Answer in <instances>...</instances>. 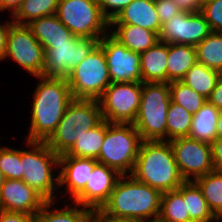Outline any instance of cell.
<instances>
[{"mask_svg": "<svg viewBox=\"0 0 222 222\" xmlns=\"http://www.w3.org/2000/svg\"><path fill=\"white\" fill-rule=\"evenodd\" d=\"M41 79L34 92L32 119L27 141L46 142L55 132L68 104L73 100L66 77Z\"/></svg>", "mask_w": 222, "mask_h": 222, "instance_id": "6da1fadb", "label": "cell"}, {"mask_svg": "<svg viewBox=\"0 0 222 222\" xmlns=\"http://www.w3.org/2000/svg\"><path fill=\"white\" fill-rule=\"evenodd\" d=\"M161 195L159 190L137 181L132 175H120L101 210L108 215L139 222L152 217L156 220L160 214Z\"/></svg>", "mask_w": 222, "mask_h": 222, "instance_id": "7a4b0ae2", "label": "cell"}, {"mask_svg": "<svg viewBox=\"0 0 222 222\" xmlns=\"http://www.w3.org/2000/svg\"><path fill=\"white\" fill-rule=\"evenodd\" d=\"M131 175L161 193L177 190L185 182L169 141H143Z\"/></svg>", "mask_w": 222, "mask_h": 222, "instance_id": "3957f363", "label": "cell"}, {"mask_svg": "<svg viewBox=\"0 0 222 222\" xmlns=\"http://www.w3.org/2000/svg\"><path fill=\"white\" fill-rule=\"evenodd\" d=\"M102 113L96 99H73L55 132L45 142L58 156L65 154L75 143L76 136L96 127L101 121Z\"/></svg>", "mask_w": 222, "mask_h": 222, "instance_id": "277c9868", "label": "cell"}, {"mask_svg": "<svg viewBox=\"0 0 222 222\" xmlns=\"http://www.w3.org/2000/svg\"><path fill=\"white\" fill-rule=\"evenodd\" d=\"M142 142L133 124L105 120V138L97 161L115 169L120 175H127V172L131 175Z\"/></svg>", "mask_w": 222, "mask_h": 222, "instance_id": "5b68a950", "label": "cell"}, {"mask_svg": "<svg viewBox=\"0 0 222 222\" xmlns=\"http://www.w3.org/2000/svg\"><path fill=\"white\" fill-rule=\"evenodd\" d=\"M171 102L169 83H142L134 127L143 141H167V112Z\"/></svg>", "mask_w": 222, "mask_h": 222, "instance_id": "8992f818", "label": "cell"}, {"mask_svg": "<svg viewBox=\"0 0 222 222\" xmlns=\"http://www.w3.org/2000/svg\"><path fill=\"white\" fill-rule=\"evenodd\" d=\"M27 144L32 145V149L21 150L22 180L47 201H53L54 186L59 185V177L53 178L51 171L53 167L59 166V156L45 142L27 141Z\"/></svg>", "mask_w": 222, "mask_h": 222, "instance_id": "52a82bcc", "label": "cell"}, {"mask_svg": "<svg viewBox=\"0 0 222 222\" xmlns=\"http://www.w3.org/2000/svg\"><path fill=\"white\" fill-rule=\"evenodd\" d=\"M56 16L74 36L80 38L101 39L110 26L98 0H59Z\"/></svg>", "mask_w": 222, "mask_h": 222, "instance_id": "ba28073f", "label": "cell"}, {"mask_svg": "<svg viewBox=\"0 0 222 222\" xmlns=\"http://www.w3.org/2000/svg\"><path fill=\"white\" fill-rule=\"evenodd\" d=\"M67 81L73 99L98 100L111 84L107 60L98 45L68 75Z\"/></svg>", "mask_w": 222, "mask_h": 222, "instance_id": "9c48e42d", "label": "cell"}, {"mask_svg": "<svg viewBox=\"0 0 222 222\" xmlns=\"http://www.w3.org/2000/svg\"><path fill=\"white\" fill-rule=\"evenodd\" d=\"M141 94L142 82L111 83L98 99L102 118L109 123L133 124Z\"/></svg>", "mask_w": 222, "mask_h": 222, "instance_id": "30bf717a", "label": "cell"}, {"mask_svg": "<svg viewBox=\"0 0 222 222\" xmlns=\"http://www.w3.org/2000/svg\"><path fill=\"white\" fill-rule=\"evenodd\" d=\"M6 57H12L35 77L44 76L45 50L27 25L11 24L4 59Z\"/></svg>", "mask_w": 222, "mask_h": 222, "instance_id": "8fae6325", "label": "cell"}, {"mask_svg": "<svg viewBox=\"0 0 222 222\" xmlns=\"http://www.w3.org/2000/svg\"><path fill=\"white\" fill-rule=\"evenodd\" d=\"M99 43L100 39L79 38L68 40V43L50 44L45 50L44 76L67 78Z\"/></svg>", "mask_w": 222, "mask_h": 222, "instance_id": "7c38bea8", "label": "cell"}, {"mask_svg": "<svg viewBox=\"0 0 222 222\" xmlns=\"http://www.w3.org/2000/svg\"><path fill=\"white\" fill-rule=\"evenodd\" d=\"M175 162L185 181H195L214 171L211 145L190 137L169 141ZM193 175V179H190Z\"/></svg>", "mask_w": 222, "mask_h": 222, "instance_id": "4fadbf2b", "label": "cell"}, {"mask_svg": "<svg viewBox=\"0 0 222 222\" xmlns=\"http://www.w3.org/2000/svg\"><path fill=\"white\" fill-rule=\"evenodd\" d=\"M109 69L111 83L142 82L140 70V53L122 45L111 34L100 39Z\"/></svg>", "mask_w": 222, "mask_h": 222, "instance_id": "5bb4252c", "label": "cell"}, {"mask_svg": "<svg viewBox=\"0 0 222 222\" xmlns=\"http://www.w3.org/2000/svg\"><path fill=\"white\" fill-rule=\"evenodd\" d=\"M211 33L201 12L182 11L162 24L159 40L166 44L196 46Z\"/></svg>", "mask_w": 222, "mask_h": 222, "instance_id": "9a60e30c", "label": "cell"}, {"mask_svg": "<svg viewBox=\"0 0 222 222\" xmlns=\"http://www.w3.org/2000/svg\"><path fill=\"white\" fill-rule=\"evenodd\" d=\"M116 175V176H115ZM120 174L113 168L97 163L86 186L73 198L76 206L96 210L107 202Z\"/></svg>", "mask_w": 222, "mask_h": 222, "instance_id": "2e32d148", "label": "cell"}, {"mask_svg": "<svg viewBox=\"0 0 222 222\" xmlns=\"http://www.w3.org/2000/svg\"><path fill=\"white\" fill-rule=\"evenodd\" d=\"M47 200L23 180L5 179L0 189V209L35 215Z\"/></svg>", "mask_w": 222, "mask_h": 222, "instance_id": "e0dca14e", "label": "cell"}, {"mask_svg": "<svg viewBox=\"0 0 222 222\" xmlns=\"http://www.w3.org/2000/svg\"><path fill=\"white\" fill-rule=\"evenodd\" d=\"M96 159L72 156H59V187L68 184L67 191L74 198L85 186L95 165Z\"/></svg>", "mask_w": 222, "mask_h": 222, "instance_id": "ac0fdd59", "label": "cell"}, {"mask_svg": "<svg viewBox=\"0 0 222 222\" xmlns=\"http://www.w3.org/2000/svg\"><path fill=\"white\" fill-rule=\"evenodd\" d=\"M110 24H130L149 29L158 35L161 30L155 0H133Z\"/></svg>", "mask_w": 222, "mask_h": 222, "instance_id": "d6986e66", "label": "cell"}, {"mask_svg": "<svg viewBox=\"0 0 222 222\" xmlns=\"http://www.w3.org/2000/svg\"><path fill=\"white\" fill-rule=\"evenodd\" d=\"M27 26L44 50L50 44L68 43V40H78L80 38L74 36L57 18L56 14L35 19L27 24Z\"/></svg>", "mask_w": 222, "mask_h": 222, "instance_id": "ffe728a7", "label": "cell"}, {"mask_svg": "<svg viewBox=\"0 0 222 222\" xmlns=\"http://www.w3.org/2000/svg\"><path fill=\"white\" fill-rule=\"evenodd\" d=\"M168 44L160 40L140 54L142 83H167Z\"/></svg>", "mask_w": 222, "mask_h": 222, "instance_id": "44dd1931", "label": "cell"}, {"mask_svg": "<svg viewBox=\"0 0 222 222\" xmlns=\"http://www.w3.org/2000/svg\"><path fill=\"white\" fill-rule=\"evenodd\" d=\"M113 25H117V29L111 35L136 53L145 52L159 41V35L149 29L130 24H110Z\"/></svg>", "mask_w": 222, "mask_h": 222, "instance_id": "7402d4cb", "label": "cell"}, {"mask_svg": "<svg viewBox=\"0 0 222 222\" xmlns=\"http://www.w3.org/2000/svg\"><path fill=\"white\" fill-rule=\"evenodd\" d=\"M219 113L220 110L207 100L200 110L193 114L188 137L211 145L217 139Z\"/></svg>", "mask_w": 222, "mask_h": 222, "instance_id": "603a6c76", "label": "cell"}, {"mask_svg": "<svg viewBox=\"0 0 222 222\" xmlns=\"http://www.w3.org/2000/svg\"><path fill=\"white\" fill-rule=\"evenodd\" d=\"M197 62L196 47L184 44H168L167 83L181 81Z\"/></svg>", "mask_w": 222, "mask_h": 222, "instance_id": "cb8c5ba5", "label": "cell"}, {"mask_svg": "<svg viewBox=\"0 0 222 222\" xmlns=\"http://www.w3.org/2000/svg\"><path fill=\"white\" fill-rule=\"evenodd\" d=\"M105 138V120L96 127L76 136L73 146L63 155L80 158L98 159Z\"/></svg>", "mask_w": 222, "mask_h": 222, "instance_id": "d4e9b609", "label": "cell"}, {"mask_svg": "<svg viewBox=\"0 0 222 222\" xmlns=\"http://www.w3.org/2000/svg\"><path fill=\"white\" fill-rule=\"evenodd\" d=\"M221 72L207 68L200 62H196L181 79V82L191 87L206 99L216 87Z\"/></svg>", "mask_w": 222, "mask_h": 222, "instance_id": "484cf974", "label": "cell"}, {"mask_svg": "<svg viewBox=\"0 0 222 222\" xmlns=\"http://www.w3.org/2000/svg\"><path fill=\"white\" fill-rule=\"evenodd\" d=\"M183 200H186V212L193 222H212L215 219L202 190L194 181L183 183Z\"/></svg>", "mask_w": 222, "mask_h": 222, "instance_id": "4316f807", "label": "cell"}, {"mask_svg": "<svg viewBox=\"0 0 222 222\" xmlns=\"http://www.w3.org/2000/svg\"><path fill=\"white\" fill-rule=\"evenodd\" d=\"M158 219L161 222H193L186 212L183 184L177 190L162 193Z\"/></svg>", "mask_w": 222, "mask_h": 222, "instance_id": "83f0119b", "label": "cell"}, {"mask_svg": "<svg viewBox=\"0 0 222 222\" xmlns=\"http://www.w3.org/2000/svg\"><path fill=\"white\" fill-rule=\"evenodd\" d=\"M53 201H46L43 207L34 215L32 222H91L92 210L84 207H65L63 210L50 211Z\"/></svg>", "mask_w": 222, "mask_h": 222, "instance_id": "f1b7e54d", "label": "cell"}, {"mask_svg": "<svg viewBox=\"0 0 222 222\" xmlns=\"http://www.w3.org/2000/svg\"><path fill=\"white\" fill-rule=\"evenodd\" d=\"M195 47L198 62L222 73V32H211Z\"/></svg>", "mask_w": 222, "mask_h": 222, "instance_id": "f546056e", "label": "cell"}, {"mask_svg": "<svg viewBox=\"0 0 222 222\" xmlns=\"http://www.w3.org/2000/svg\"><path fill=\"white\" fill-rule=\"evenodd\" d=\"M202 190L212 213L222 215V172L213 171L194 181Z\"/></svg>", "mask_w": 222, "mask_h": 222, "instance_id": "4dcf8cb0", "label": "cell"}, {"mask_svg": "<svg viewBox=\"0 0 222 222\" xmlns=\"http://www.w3.org/2000/svg\"><path fill=\"white\" fill-rule=\"evenodd\" d=\"M192 118L193 114L186 111L181 105L171 101L167 112V141L188 137L191 130Z\"/></svg>", "mask_w": 222, "mask_h": 222, "instance_id": "1f68e13d", "label": "cell"}, {"mask_svg": "<svg viewBox=\"0 0 222 222\" xmlns=\"http://www.w3.org/2000/svg\"><path fill=\"white\" fill-rule=\"evenodd\" d=\"M58 3L59 0H24L14 15L13 22L27 25L35 19L56 14Z\"/></svg>", "mask_w": 222, "mask_h": 222, "instance_id": "d6a6232c", "label": "cell"}, {"mask_svg": "<svg viewBox=\"0 0 222 222\" xmlns=\"http://www.w3.org/2000/svg\"><path fill=\"white\" fill-rule=\"evenodd\" d=\"M169 87L171 101L181 105L191 114L197 113L207 101L205 97L181 81L169 82Z\"/></svg>", "mask_w": 222, "mask_h": 222, "instance_id": "836d02e7", "label": "cell"}, {"mask_svg": "<svg viewBox=\"0 0 222 222\" xmlns=\"http://www.w3.org/2000/svg\"><path fill=\"white\" fill-rule=\"evenodd\" d=\"M0 169L5 179H23L21 150L0 147Z\"/></svg>", "mask_w": 222, "mask_h": 222, "instance_id": "e575fe53", "label": "cell"}, {"mask_svg": "<svg viewBox=\"0 0 222 222\" xmlns=\"http://www.w3.org/2000/svg\"><path fill=\"white\" fill-rule=\"evenodd\" d=\"M201 13L208 22L211 32H222V0H210L204 3Z\"/></svg>", "mask_w": 222, "mask_h": 222, "instance_id": "d590c367", "label": "cell"}, {"mask_svg": "<svg viewBox=\"0 0 222 222\" xmlns=\"http://www.w3.org/2000/svg\"><path fill=\"white\" fill-rule=\"evenodd\" d=\"M155 7L161 25L167 22L172 16L182 12V9L174 0H155Z\"/></svg>", "mask_w": 222, "mask_h": 222, "instance_id": "8d00e7d4", "label": "cell"}, {"mask_svg": "<svg viewBox=\"0 0 222 222\" xmlns=\"http://www.w3.org/2000/svg\"><path fill=\"white\" fill-rule=\"evenodd\" d=\"M132 1L133 0H98V3L104 17L111 22ZM108 8L115 10L108 11Z\"/></svg>", "mask_w": 222, "mask_h": 222, "instance_id": "74e56055", "label": "cell"}, {"mask_svg": "<svg viewBox=\"0 0 222 222\" xmlns=\"http://www.w3.org/2000/svg\"><path fill=\"white\" fill-rule=\"evenodd\" d=\"M34 215L0 209V222H32Z\"/></svg>", "mask_w": 222, "mask_h": 222, "instance_id": "f35d334b", "label": "cell"}, {"mask_svg": "<svg viewBox=\"0 0 222 222\" xmlns=\"http://www.w3.org/2000/svg\"><path fill=\"white\" fill-rule=\"evenodd\" d=\"M91 222H139L137 220L115 217L104 213L101 209L92 211Z\"/></svg>", "mask_w": 222, "mask_h": 222, "instance_id": "ab89813d", "label": "cell"}, {"mask_svg": "<svg viewBox=\"0 0 222 222\" xmlns=\"http://www.w3.org/2000/svg\"><path fill=\"white\" fill-rule=\"evenodd\" d=\"M214 171L222 172V138H217L211 144Z\"/></svg>", "mask_w": 222, "mask_h": 222, "instance_id": "60d3db41", "label": "cell"}, {"mask_svg": "<svg viewBox=\"0 0 222 222\" xmlns=\"http://www.w3.org/2000/svg\"><path fill=\"white\" fill-rule=\"evenodd\" d=\"M207 100L220 111L222 110V74L217 81L216 87L211 92Z\"/></svg>", "mask_w": 222, "mask_h": 222, "instance_id": "b9f144b4", "label": "cell"}, {"mask_svg": "<svg viewBox=\"0 0 222 222\" xmlns=\"http://www.w3.org/2000/svg\"><path fill=\"white\" fill-rule=\"evenodd\" d=\"M174 2L182 9L192 13L201 12L202 4L200 0H174Z\"/></svg>", "mask_w": 222, "mask_h": 222, "instance_id": "7bdbcfd3", "label": "cell"}, {"mask_svg": "<svg viewBox=\"0 0 222 222\" xmlns=\"http://www.w3.org/2000/svg\"><path fill=\"white\" fill-rule=\"evenodd\" d=\"M12 23H13V20L12 22H7L5 25L0 24V60L4 59L7 35H8V31Z\"/></svg>", "mask_w": 222, "mask_h": 222, "instance_id": "ee69618b", "label": "cell"}, {"mask_svg": "<svg viewBox=\"0 0 222 222\" xmlns=\"http://www.w3.org/2000/svg\"><path fill=\"white\" fill-rule=\"evenodd\" d=\"M24 0H0V11L11 10L14 16Z\"/></svg>", "mask_w": 222, "mask_h": 222, "instance_id": "f6af8a7d", "label": "cell"}, {"mask_svg": "<svg viewBox=\"0 0 222 222\" xmlns=\"http://www.w3.org/2000/svg\"><path fill=\"white\" fill-rule=\"evenodd\" d=\"M217 138H222V110L219 113L217 121Z\"/></svg>", "mask_w": 222, "mask_h": 222, "instance_id": "bcb514c9", "label": "cell"}, {"mask_svg": "<svg viewBox=\"0 0 222 222\" xmlns=\"http://www.w3.org/2000/svg\"><path fill=\"white\" fill-rule=\"evenodd\" d=\"M4 181H5V177H4V175H3V173L1 172V169H0V189L3 186Z\"/></svg>", "mask_w": 222, "mask_h": 222, "instance_id": "7dc6e473", "label": "cell"}, {"mask_svg": "<svg viewBox=\"0 0 222 222\" xmlns=\"http://www.w3.org/2000/svg\"><path fill=\"white\" fill-rule=\"evenodd\" d=\"M222 219V215H217V216H215V221H217V222H220L219 220H221Z\"/></svg>", "mask_w": 222, "mask_h": 222, "instance_id": "c3c4849f", "label": "cell"}, {"mask_svg": "<svg viewBox=\"0 0 222 222\" xmlns=\"http://www.w3.org/2000/svg\"><path fill=\"white\" fill-rule=\"evenodd\" d=\"M140 222H161L159 219L154 220L153 218L148 221H140Z\"/></svg>", "mask_w": 222, "mask_h": 222, "instance_id": "681fc988", "label": "cell"}, {"mask_svg": "<svg viewBox=\"0 0 222 222\" xmlns=\"http://www.w3.org/2000/svg\"><path fill=\"white\" fill-rule=\"evenodd\" d=\"M210 0H200V3L203 5L204 3L208 2Z\"/></svg>", "mask_w": 222, "mask_h": 222, "instance_id": "f907efd6", "label": "cell"}]
</instances>
